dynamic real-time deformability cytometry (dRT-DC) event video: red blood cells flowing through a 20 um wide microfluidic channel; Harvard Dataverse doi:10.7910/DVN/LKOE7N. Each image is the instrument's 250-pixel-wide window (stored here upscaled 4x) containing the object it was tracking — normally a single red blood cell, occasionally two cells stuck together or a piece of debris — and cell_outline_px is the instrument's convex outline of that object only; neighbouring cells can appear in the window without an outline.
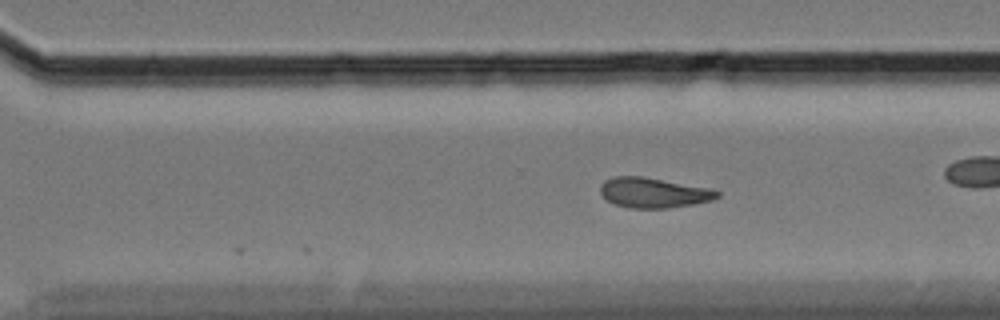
{"species": "Egyptian fruit bat (a non-hibernating species)", "species_latin": "Rousettus aegyptiacus", "temperature_condition": "cold", "stored_images_in_passage": 25, "camera_frame_rate_fps": 3000, "um_per_image_px": 0.085, "animal": {"sex": "female"}, "frame": {"image": 1, "passage_image": 25, "time_ms": 8.0, "image_size_px": [1000, 320], "cell_outline_px": [[720, 196], [712, 200], [692, 204], [668, 208], [628, 208], [616, 204], [608, 200], [600, 192], [600, 184], [604, 180], [612, 176], [644, 176], [708, 188], [720, 192]], "centroid_in_image_um": [55.52, 16.37], "position_along_channel_um": 315.1, "area_um2": 20.46}}